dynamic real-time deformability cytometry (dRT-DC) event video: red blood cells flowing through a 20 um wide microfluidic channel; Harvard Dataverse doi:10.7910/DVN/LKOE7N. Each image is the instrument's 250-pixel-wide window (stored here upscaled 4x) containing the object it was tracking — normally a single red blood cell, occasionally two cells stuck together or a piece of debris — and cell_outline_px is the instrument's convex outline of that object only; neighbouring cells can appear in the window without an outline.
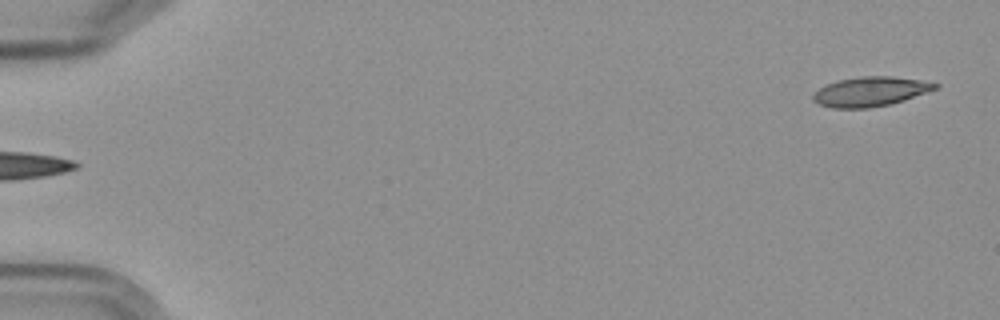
{"species": "Egyptian fruit bat (a non-hibernating species)", "species_latin": "Rousettus aegyptiacus", "temperature_condition": "cold", "stored_images_in_passage": 7, "segment_of_instrument_passage": [2, 2], "camera_frame_rate_fps": 3000, "um_per_image_px": 0.085, "frame": {"image": 1, "passage_image": 7, "time_ms": 6.667, "image_size_px": [1000, 320], "cell_outline_px": [[940, 84], [936, 88], [904, 100], [888, 104], [868, 108], [832, 108], [820, 104], [812, 100], [812, 92], [828, 84], [840, 80], [860, 76], [892, 76], [920, 80]], "centroid_in_image_um": [73.94, 7.78], "position_along_channel_um": 11.1, "area_um2": 20.75}}